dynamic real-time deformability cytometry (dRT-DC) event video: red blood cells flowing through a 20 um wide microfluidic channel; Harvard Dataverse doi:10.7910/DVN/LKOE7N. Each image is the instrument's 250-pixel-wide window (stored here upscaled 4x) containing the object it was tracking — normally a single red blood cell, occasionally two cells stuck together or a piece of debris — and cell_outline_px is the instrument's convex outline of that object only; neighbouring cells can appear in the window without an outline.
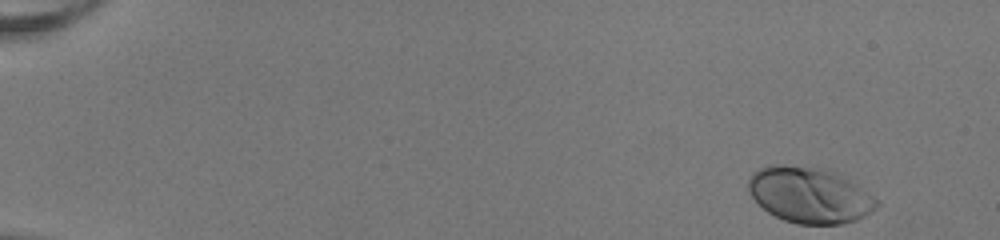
{"species": "human", "species_latin": "Homo sapiens", "temperature_condition": "room temperature", "stored_images_in_passage": 48, "camera_frame_rate_fps": 3000, "um_per_image_px": 0.085, "donor": {"sex": "female"}, "frame": {"image": 1, "passage_image": 1, "time_ms": 0.0, "image_size_px": [1000, 240], "cell_outline_px": [[880, 204], [872, 212], [856, 220], [840, 224], [796, 224], [784, 220], [768, 212], [752, 196], [748, 188], [748, 180], [752, 172], [768, 164], [780, 164], [832, 168], [880, 200]], "centroid_in_image_um": [68.84, 16.55], "position_along_channel_um": 16.2, "area_um2": 42.31}}
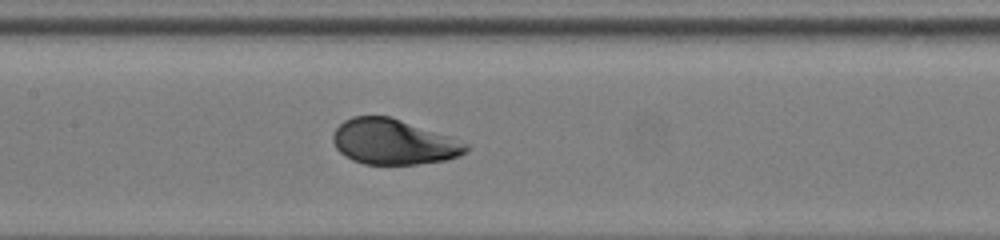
{"frame": {"image": 2, "passage_image": 24, "time_ms": 7.667, "image_size_px": [1000, 240], "cell_outline_px": [[468, 148], [460, 156], [444, 160], [416, 164], [364, 164], [352, 160], [344, 156], [336, 148], [332, 140], [332, 136], [336, 128], [344, 120], [352, 116], [388, 116], [400, 120], [468, 144]], "centroid_in_image_um": [33.36, 12.07], "position_along_channel_um": 174.0, "area_um2": 34.51}}
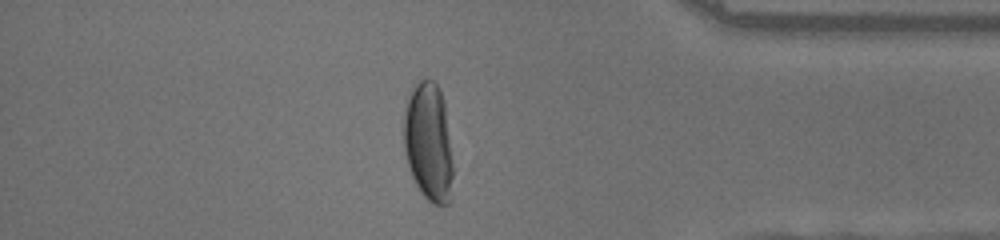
{"frame": {"image": 3, "passage_image": 42, "time_ms": 13.667, "image_size_px": [1000, 240], "cell_outline_px": [[456, 168], [452, 200], [448, 204], [432, 204], [420, 192], [412, 176], [404, 152], [404, 116], [408, 96], [412, 84], [420, 80], [432, 80], [440, 88], [444, 104]], "centroid_in_image_um": [36.48, 12.14], "position_along_channel_um": 398.7, "area_um2": 35.26}, "authors_computed_cell_mechanics": {"area_um2": 36.0961, "velocity_mm_per_s": 4.0642, "shape_relaxation_time_tau1_ms": 2.9602, "shape_relaxation_time_tau2_ms": null, "deformation_change_tau1": 0.1832, "deformation_change_tau2": null}}